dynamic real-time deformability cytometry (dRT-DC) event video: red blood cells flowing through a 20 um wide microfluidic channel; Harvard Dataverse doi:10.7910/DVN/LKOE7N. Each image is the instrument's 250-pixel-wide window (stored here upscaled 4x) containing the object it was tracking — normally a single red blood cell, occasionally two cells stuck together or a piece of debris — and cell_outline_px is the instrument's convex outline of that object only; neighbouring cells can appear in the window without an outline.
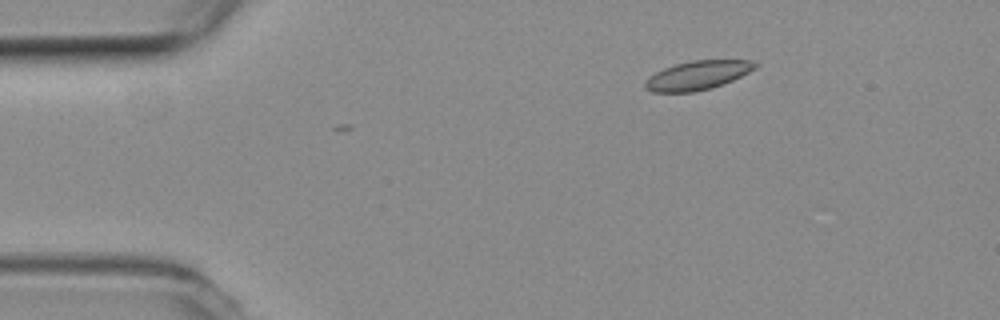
{"species": "common noctule bat (a hibernating species)", "species_latin": "Nyctalus noctula", "temperature_condition": "room temperature", "stored_images_in_passage": 2, "camera_frame_rate_fps": 3000, "um_per_image_px": 0.085, "animal": {"sex": "female", "body_mass_g": 19.3, "forearm_length_mm": 54.1}, "frame": {"image": 1, "passage_image": 1, "time_ms": 0.0, "image_size_px": [1000, 320], "cell_outline_px": [[760, 64], [756, 68], [732, 80], [712, 88], [692, 92], [652, 92], [644, 84], [656, 72], [664, 68], [676, 64], [692, 60], [752, 60]], "centroid_in_image_um": [59.35, 6.39], "position_along_channel_um": 25.6, "area_um2": 18.26}}